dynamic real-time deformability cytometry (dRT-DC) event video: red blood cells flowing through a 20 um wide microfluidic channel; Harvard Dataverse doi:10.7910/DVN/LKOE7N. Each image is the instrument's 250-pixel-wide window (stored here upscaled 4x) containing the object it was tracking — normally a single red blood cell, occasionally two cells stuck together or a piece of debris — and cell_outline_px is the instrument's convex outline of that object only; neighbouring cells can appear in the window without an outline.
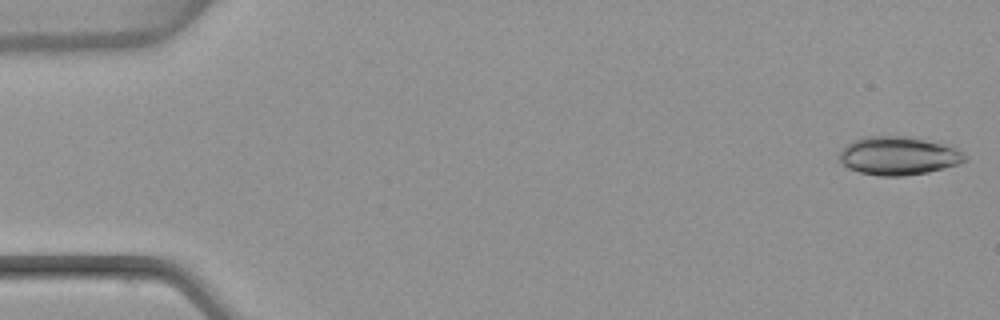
{"species": "common noctule bat (a hibernating species)", "species_latin": "Nyctalus noctula", "temperature_condition": "warm", "stored_images_in_passage": 5, "camera_frame_rate_fps": 3000, "um_per_image_px": 0.085, "animal": {"sex": "female", "body_mass_g": 22.7, "forearm_length_mm": 54.2}, "frame": {"image": 1, "passage_image": 1, "time_ms": 0.0, "image_size_px": [1000, 320], "cell_outline_px": [[968, 160], [960, 164], [928, 172], [904, 176], [880, 176], [860, 172], [848, 168], [840, 160], [840, 152], [844, 144], [860, 136], [908, 136], [940, 140], [952, 144], [964, 152], [968, 156]], "centroid_in_image_um": [76.46, 13.2], "position_along_channel_um": 8.5, "area_um2": 29.13}}